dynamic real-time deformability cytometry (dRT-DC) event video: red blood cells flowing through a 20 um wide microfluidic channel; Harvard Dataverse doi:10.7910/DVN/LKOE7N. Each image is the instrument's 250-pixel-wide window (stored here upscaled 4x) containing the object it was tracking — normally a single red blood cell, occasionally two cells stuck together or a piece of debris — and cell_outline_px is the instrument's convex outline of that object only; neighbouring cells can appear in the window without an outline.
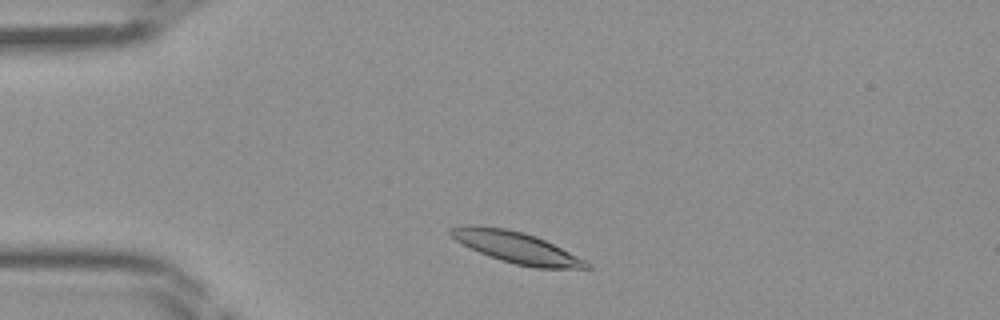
{"species": "Egyptian fruit bat (a non-hibernating species)", "species_latin": "Rousettus aegyptiacus", "temperature_condition": "room temperature", "stored_images_in_passage": 39, "camera_frame_rate_fps": 3000, "um_per_image_px": 0.085, "frame": {"image": 1, "passage_image": 4, "time_ms": 1.0, "image_size_px": [1000, 320], "cell_outline_px": [[592, 268], [536, 268], [516, 264], [500, 260], [488, 256], [456, 240], [448, 232], [448, 228], [464, 224], [476, 224], [508, 228], [524, 232], [536, 236], [592, 264]], "centroid_in_image_um": [43.83, 21.0], "position_along_channel_um": 41.2, "area_um2": 24.68}}
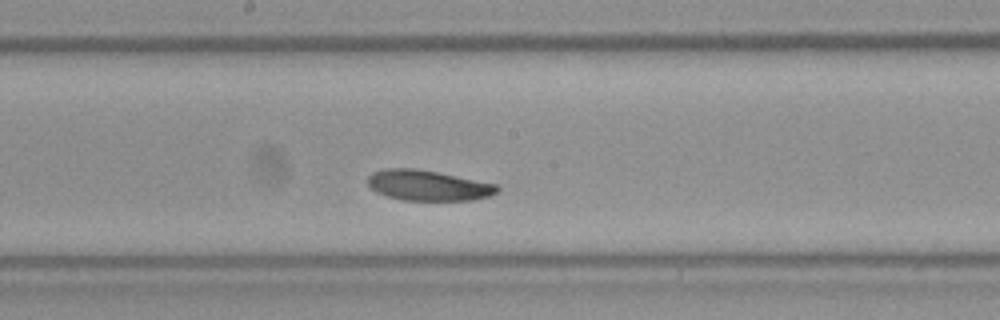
{"frame": {"image": 2, "passage_image": 18, "time_ms": 5.667, "image_size_px": [1000, 320], "cell_outline_px": [[500, 188], [496, 192], [488, 196], [472, 200], [404, 200], [388, 196], [376, 192], [368, 184], [368, 176], [372, 172], [384, 168], [412, 168], [436, 172], [496, 184]], "centroid_in_image_um": [36.35, 15.76], "position_along_channel_um": 211.9, "area_um2": 22.66}}
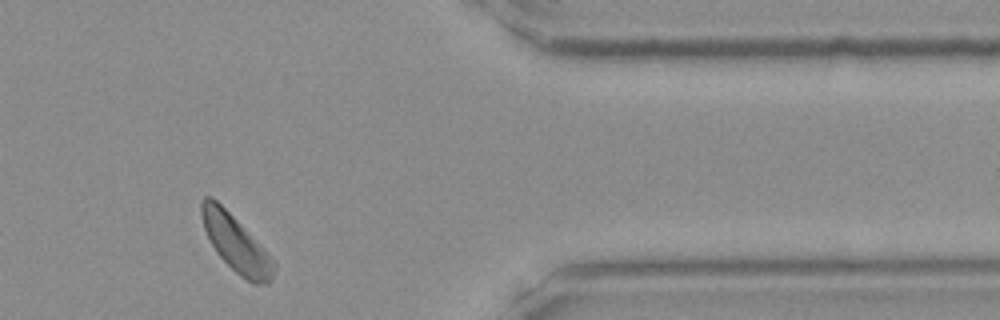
{"frame": {"image": 3, "passage_image": 32, "time_ms": 10.333, "image_size_px": [1000, 320], "cell_outline_px": [[276, 264], [272, 276], [268, 284], [252, 284], [240, 276], [216, 252], [204, 228], [200, 216], [200, 200], [204, 196], [212, 196], [276, 260]], "centroid_in_image_um": [20.05, 20.71], "position_along_channel_um": 391.3, "area_um2": 23.52}}